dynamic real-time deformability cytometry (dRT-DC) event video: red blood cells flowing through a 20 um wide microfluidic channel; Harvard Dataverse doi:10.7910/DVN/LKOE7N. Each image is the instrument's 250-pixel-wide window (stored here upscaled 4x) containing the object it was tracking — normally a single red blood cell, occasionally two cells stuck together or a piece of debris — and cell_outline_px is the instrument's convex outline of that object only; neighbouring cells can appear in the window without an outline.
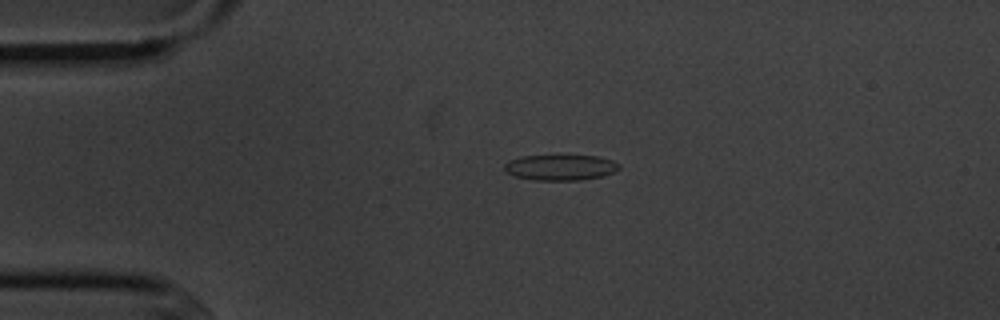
{"species": "common noctule bat (a hibernating species)", "species_latin": "Nyctalus noctula", "temperature_condition": "cold", "stored_images_in_passage": 2, "camera_frame_rate_fps": 3000, "um_per_image_px": 0.085, "animal": {"sex": "male", "body_mass_g": 20.1, "forearm_length_mm": 53.5}, "frame": {"image": 1, "passage_image": 1, "time_ms": 0.0, "image_size_px": [1000, 320], "cell_outline_px": [[620, 168], [604, 176], [580, 180], [532, 180], [516, 176], [504, 172], [504, 164], [508, 160], [520, 156], [596, 156], [612, 160], [620, 164]], "centroid_in_image_um": [47.61, 14.24], "position_along_channel_um": 37.4, "area_um2": 17.17}}